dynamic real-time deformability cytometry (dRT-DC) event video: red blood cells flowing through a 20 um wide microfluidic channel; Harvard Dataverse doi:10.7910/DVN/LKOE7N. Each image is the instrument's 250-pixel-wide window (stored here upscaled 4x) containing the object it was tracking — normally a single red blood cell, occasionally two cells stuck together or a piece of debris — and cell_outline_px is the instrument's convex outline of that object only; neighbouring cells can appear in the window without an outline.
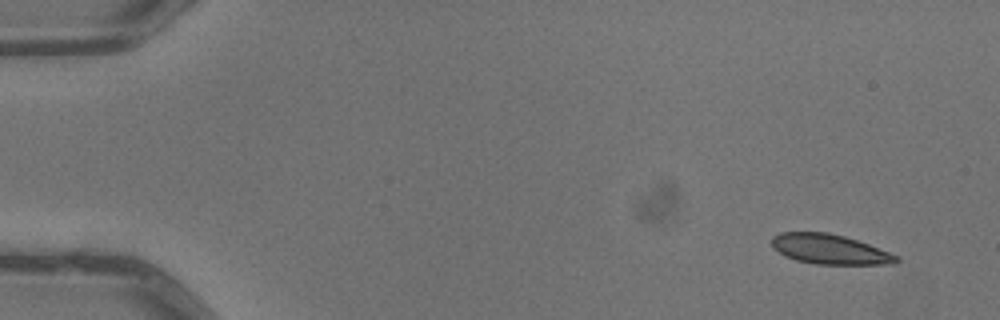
{"species": "common noctule bat (a hibernating species)", "species_latin": "Nyctalus noctula", "temperature_condition": "warm", "stored_images_in_passage": 5, "camera_frame_rate_fps": 3000, "um_per_image_px": 0.085, "animal": {"sex": "male", "body_mass_g": 13.3}, "frame": {"image": 1, "passage_image": 1, "time_ms": 0.0, "image_size_px": [1000, 320], "cell_outline_px": [[900, 260], [896, 264], [816, 264], [796, 260], [784, 256], [772, 248], [772, 236], [780, 232], [828, 232], [844, 236], [868, 244], [900, 256]], "centroid_in_image_um": [70.51, 21.19], "position_along_channel_um": 14.5, "area_um2": 21.79}}
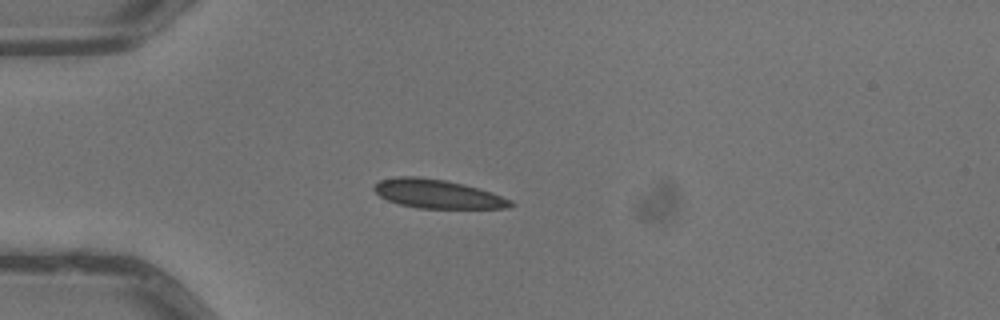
{"frame": {"image": 2, "passage_image": 4, "time_ms": 1.0, "image_size_px": [1000, 320], "cell_outline_px": [[516, 204], [508, 208], [416, 208], [400, 204], [388, 200], [380, 196], [372, 188], [380, 180], [396, 176], [420, 176], [444, 180], [464, 184], [480, 188], [492, 192], [512, 200]], "centroid_in_image_um": [37.21, 16.48], "position_along_channel_um": 47.8, "area_um2": 23.0}}